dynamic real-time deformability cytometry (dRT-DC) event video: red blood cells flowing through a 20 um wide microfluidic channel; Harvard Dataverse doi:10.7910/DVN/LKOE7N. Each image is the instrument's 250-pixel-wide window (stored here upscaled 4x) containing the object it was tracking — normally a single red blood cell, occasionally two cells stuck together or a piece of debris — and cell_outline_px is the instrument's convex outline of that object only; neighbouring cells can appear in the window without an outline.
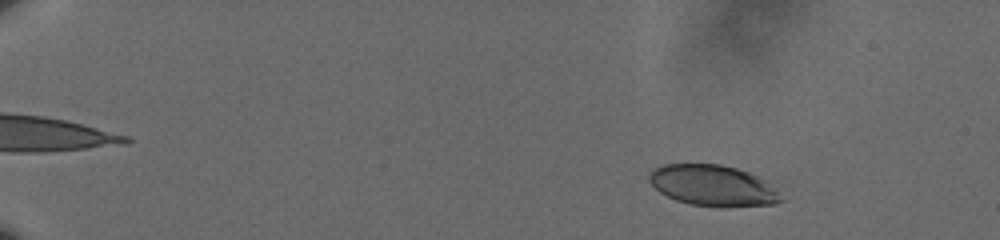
{"species": "human", "species_latin": "Homo sapiens", "temperature_condition": "cold", "stored_images_in_passage": 61, "camera_frame_rate_fps": 3000, "um_per_image_px": 0.085, "donor": {"sex": "male"}, "frame": {"image": 1, "passage_image": 10, "time_ms": 3.0, "image_size_px": [1000, 240], "cell_outline_px": [[784, 200], [776, 204], [720, 208], [692, 204], [676, 200], [660, 192], [648, 180], [648, 172], [652, 168], [664, 164], [720, 164], [736, 168], [748, 172], [768, 180]], "centroid_in_image_um": [60.61, 15.77], "position_along_channel_um": 24.4, "area_um2": 31.85}}
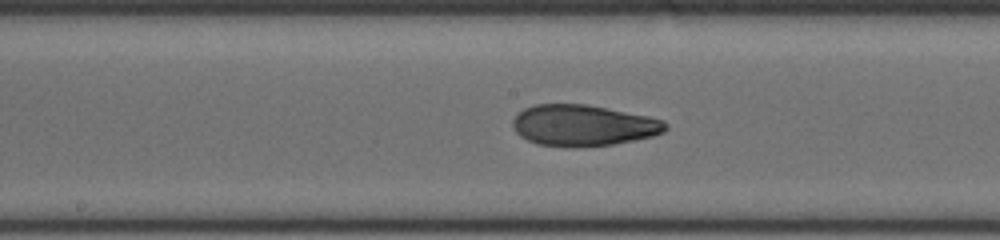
{"frame": {"image": 2, "passage_image": 36, "time_ms": 11.667, "image_size_px": [1000, 240], "cell_outline_px": [[668, 128], [664, 132], [652, 136], [612, 144], [576, 148], [568, 148], [536, 144], [520, 136], [516, 132], [512, 124], [512, 120], [524, 108], [536, 104], [584, 104], [648, 116], [664, 120], [668, 124]], "centroid_in_image_um": [49.56, 10.67], "position_along_channel_um": 198.6, "area_um2": 36.7}}
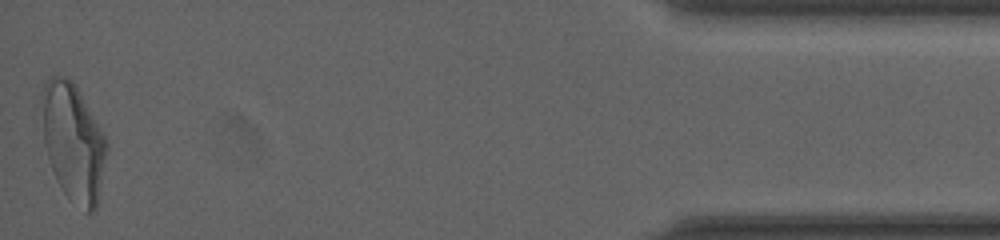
{"frame": {"image": 3, "passage_image": 61, "time_ms": 20.0, "image_size_px": [1000, 240], "cell_outline_px": [[108, 148], [96, 212], [84, 212], [68, 200], [52, 168], [44, 144], [40, 100], [40, 92], [44, 84], [52, 76], [68, 76], [76, 84], [104, 136], [108, 144]], "centroid_in_image_um": [6.21, 12.08], "position_along_channel_um": 429.0, "area_um2": 44.74}, "authors_computed_cell_mechanics": {"area_um2": 36.0094, "velocity_mm_per_s": 3.6031, "shape_relaxation_time_tau1_ms": 6.726, "shape_relaxation_time_tau2_ms": 1.768, "deformation_change_tau1": 0.2124, "deformation_change_tau2": 0.0768}}